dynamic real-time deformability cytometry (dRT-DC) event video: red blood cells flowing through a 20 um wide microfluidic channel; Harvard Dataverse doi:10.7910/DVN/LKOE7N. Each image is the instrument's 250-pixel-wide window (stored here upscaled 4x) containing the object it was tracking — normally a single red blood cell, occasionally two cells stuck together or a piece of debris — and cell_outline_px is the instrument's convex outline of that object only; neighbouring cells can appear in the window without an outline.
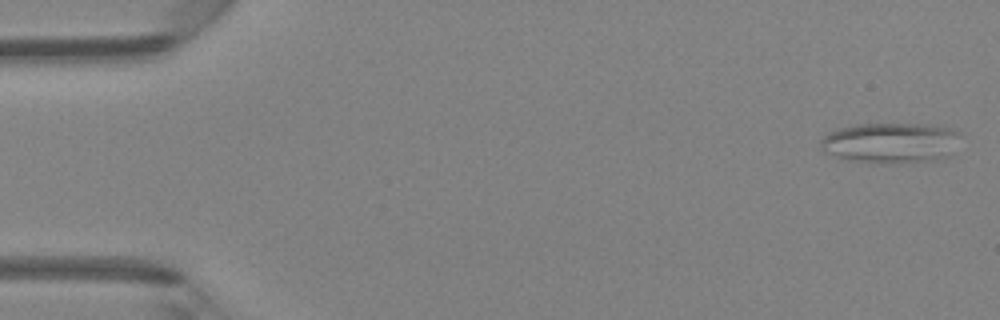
{"species": "Egyptian fruit bat (a non-hibernating species)", "species_latin": "Rousettus aegyptiacus", "temperature_condition": "room temperature", "stored_images_in_passage": 43, "segment_of_instrument_passage": [1, 2], "camera_frame_rate_fps": 3000, "um_per_image_px": 0.085, "animal": {"sex": "female"}, "frame": {"image": 1, "passage_image": 1, "time_ms": 0.0, "image_size_px": [1000, 320], "cell_outline_px": [[960, 132], [952, 156], [936, 160], [896, 164], [872, 164], [844, 160], [824, 152], [820, 148], [820, 140], [828, 132], [836, 128], [856, 124], [928, 124], [948, 128]], "centroid_in_image_um": [75.67, 12.17], "position_along_channel_um": 9.3, "area_um2": 33.93}}
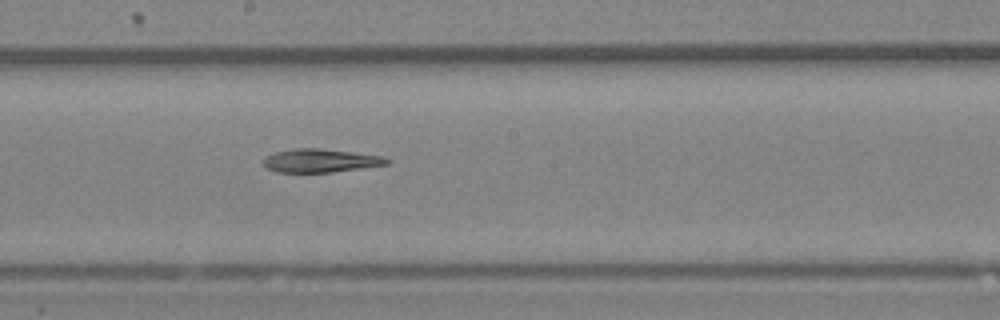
{"frame": {"image": 2, "passage_image": 25, "time_ms": 8.0, "image_size_px": [1000, 320], "cell_outline_px": [[392, 160], [388, 164], [332, 172], [276, 172], [268, 168], [264, 164], [264, 156], [276, 152], [296, 148], [320, 148], [384, 156]], "centroid_in_image_um": [27.26, 13.65], "position_along_channel_um": 220.9, "area_um2": 16.76}}
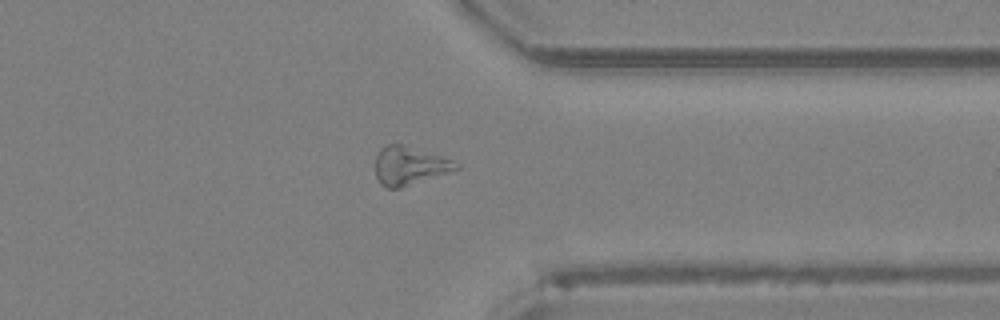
{"frame": {"image": 3, "passage_image": 36, "time_ms": 11.667, "image_size_px": [1000, 320], "cell_outline_px": [[460, 168], [400, 188], [388, 188], [380, 184], [376, 176], [376, 156], [380, 148], [388, 144], [400, 144], [440, 156], [452, 160], [460, 164]], "centroid_in_image_um": [34.77, 14.09], "position_along_channel_um": 376.6, "area_um2": 17.69}}